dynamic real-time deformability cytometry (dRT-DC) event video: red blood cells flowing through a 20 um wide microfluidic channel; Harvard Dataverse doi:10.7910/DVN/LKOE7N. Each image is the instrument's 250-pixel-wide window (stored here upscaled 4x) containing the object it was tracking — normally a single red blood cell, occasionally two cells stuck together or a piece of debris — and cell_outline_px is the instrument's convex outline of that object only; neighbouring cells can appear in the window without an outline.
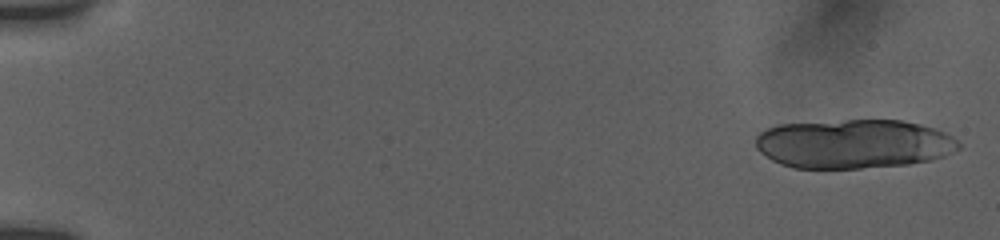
{"species": "human", "species_latin": "Homo sapiens", "temperature_condition": "room temperature", "stored_images_in_passage": 9, "camera_frame_rate_fps": 3000, "um_per_image_px": 0.085, "donor": {"sex": "female"}, "frame": {"image": 1, "passage_image": 1, "time_ms": 0.0, "image_size_px": [1000, 240], "cell_outline_px": [[960, 148], [944, 156], [928, 160], [908, 164], [860, 168], [792, 168], [780, 164], [772, 160], [760, 152], [756, 148], [756, 136], [760, 132], [768, 128], [780, 124], [844, 120], [900, 120], [920, 124], [944, 132], [952, 136], [960, 144]], "centroid_in_image_um": [72.54, 12.23], "position_along_channel_um": 12.5, "area_um2": 58.03}}